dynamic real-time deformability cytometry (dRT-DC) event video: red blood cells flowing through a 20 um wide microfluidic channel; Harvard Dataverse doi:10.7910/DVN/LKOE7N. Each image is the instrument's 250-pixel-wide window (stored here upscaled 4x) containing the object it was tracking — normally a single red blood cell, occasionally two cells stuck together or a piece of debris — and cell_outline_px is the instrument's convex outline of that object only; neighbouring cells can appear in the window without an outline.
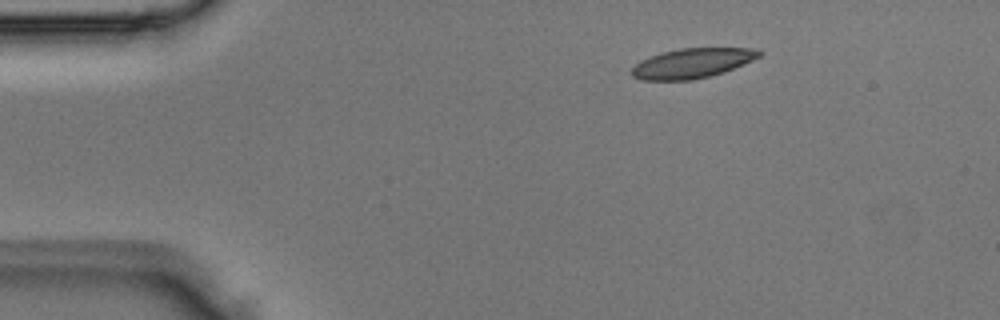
{"species": "Egyptian fruit bat (a non-hibernating species)", "species_latin": "Rousettus aegyptiacus", "temperature_condition": "room temperature", "stored_images_in_passage": 2, "camera_frame_rate_fps": 3000, "um_per_image_px": 0.085, "animal": {"sex": "male"}, "frame": {"image": 1, "passage_image": 2, "time_ms": 0.333, "image_size_px": [1000, 320], "cell_outline_px": [[764, 52], [760, 56], [752, 60], [724, 72], [692, 80], [644, 80], [632, 76], [632, 68], [640, 60], [660, 52], [680, 48], [752, 48]], "centroid_in_image_um": [58.82, 5.36], "position_along_channel_um": 26.2, "area_um2": 22.02}}